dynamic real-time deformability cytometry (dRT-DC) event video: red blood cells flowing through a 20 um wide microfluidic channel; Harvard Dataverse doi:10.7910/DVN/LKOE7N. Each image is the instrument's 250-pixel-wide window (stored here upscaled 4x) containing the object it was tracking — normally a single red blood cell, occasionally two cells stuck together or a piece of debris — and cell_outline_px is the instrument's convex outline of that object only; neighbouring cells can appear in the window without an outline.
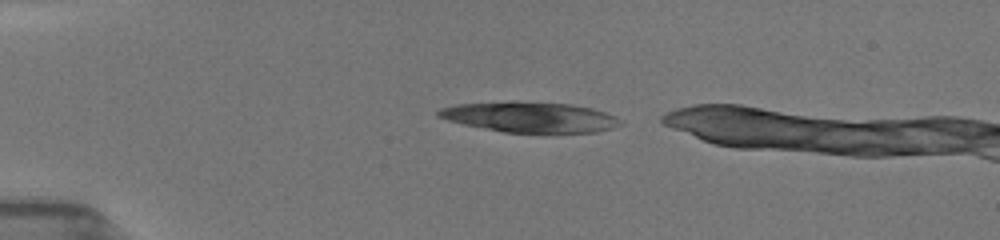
{"species": "common noctule bat (a hibernating species)", "species_latin": "Nyctalus noctula", "temperature_condition": "room temperature", "stored_images_in_passage": 6, "camera_frame_rate_fps": 3000, "um_per_image_px": 0.085, "animal": {"sex": "female", "body_mass_g": 19.5, "forearm_length_mm": 54.1}, "frame": {"image": 1, "passage_image": 1, "time_ms": 0.0, "image_size_px": [1000, 240], "cell_outline_px": [[624, 124], [612, 128], [596, 132], [504, 132], [464, 124], [448, 120], [436, 116], [436, 112], [440, 108], [456, 104], [512, 100], [572, 104], [592, 108], [616, 116]], "centroid_in_image_um": [45.03, 9.93], "position_along_channel_um": 40.0, "area_um2": 32.43}}
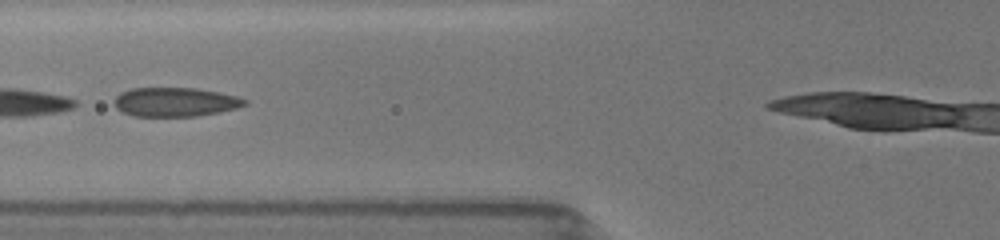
{"frame": {"image": 2, "passage_image": 5, "time_ms": 3.0, "image_size_px": [1000, 240], "cell_outline_px": [[248, 104], [236, 108], [220, 112], [196, 116], [132, 116], [120, 112], [112, 104], [112, 100], [120, 92], [132, 88], [196, 88], [236, 96], [248, 100]], "centroid_in_image_um": [14.83, 8.67], "position_along_channel_um": 111.0, "area_um2": 22.31}}